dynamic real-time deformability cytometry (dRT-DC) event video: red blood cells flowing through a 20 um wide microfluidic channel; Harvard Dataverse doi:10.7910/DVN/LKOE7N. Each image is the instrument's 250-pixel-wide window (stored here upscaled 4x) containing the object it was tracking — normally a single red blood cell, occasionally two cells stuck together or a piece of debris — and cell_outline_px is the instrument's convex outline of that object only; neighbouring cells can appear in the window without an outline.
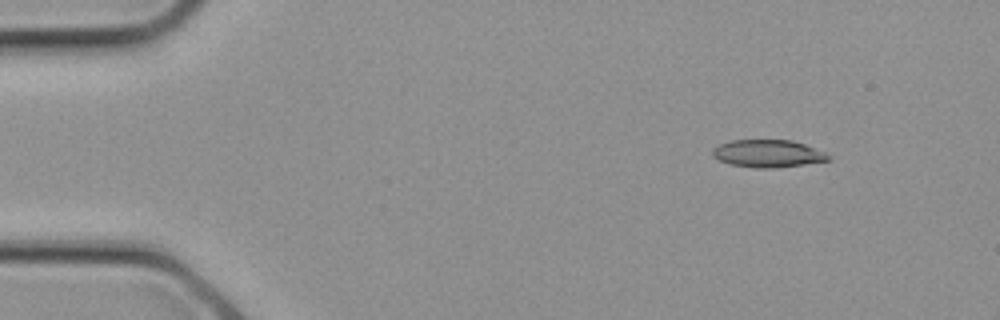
{"species": "common noctule bat (a hibernating species)", "species_latin": "Nyctalus noctula", "temperature_condition": "cold", "stored_images_in_passage": 2, "segment_of_instrument_passage": [2, 2], "camera_frame_rate_fps": 3000, "um_per_image_px": 0.085, "animal": {"sex": "female", "body_mass_g": 21.9}, "frame": {"image": 1, "passage_image": 2, "time_ms": 0.333, "image_size_px": [1000, 320], "cell_outline_px": [[832, 160], [776, 168], [756, 168], [732, 164], [720, 160], [712, 156], [712, 148], [728, 140], [792, 140], [804, 144], [824, 152], [832, 156]], "centroid_in_image_um": [65.28, 13.05], "position_along_channel_um": 19.7, "area_um2": 18.61}}